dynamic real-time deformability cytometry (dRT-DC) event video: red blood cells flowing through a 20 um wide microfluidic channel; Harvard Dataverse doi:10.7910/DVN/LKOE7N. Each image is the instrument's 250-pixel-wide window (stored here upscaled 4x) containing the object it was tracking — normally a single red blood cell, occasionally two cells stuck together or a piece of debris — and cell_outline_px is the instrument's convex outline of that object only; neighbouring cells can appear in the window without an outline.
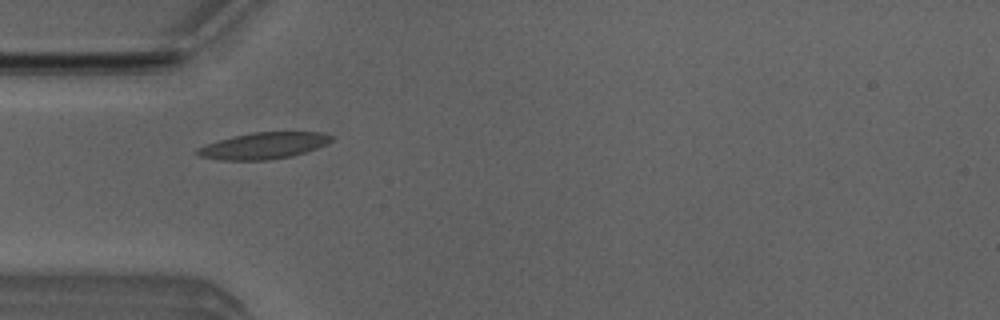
{"species": "Egyptian fruit bat (a non-hibernating species)", "species_latin": "Rousettus aegyptiacus", "temperature_condition": "room temperature", "stored_images_in_passage": 37, "camera_frame_rate_fps": 3000, "um_per_image_px": 0.085, "animal": {"sex": "male"}, "frame": {"image": 1, "passage_image": 6, "time_ms": 1.667, "image_size_px": [1000, 320], "cell_outline_px": [[332, 140], [316, 148], [292, 156], [268, 160], [216, 160], [200, 156], [192, 152], [196, 148], [232, 136], [252, 132], [320, 132], [332, 136]], "centroid_in_image_um": [22.34, 12.39], "position_along_channel_um": 62.7, "area_um2": 20.58}}
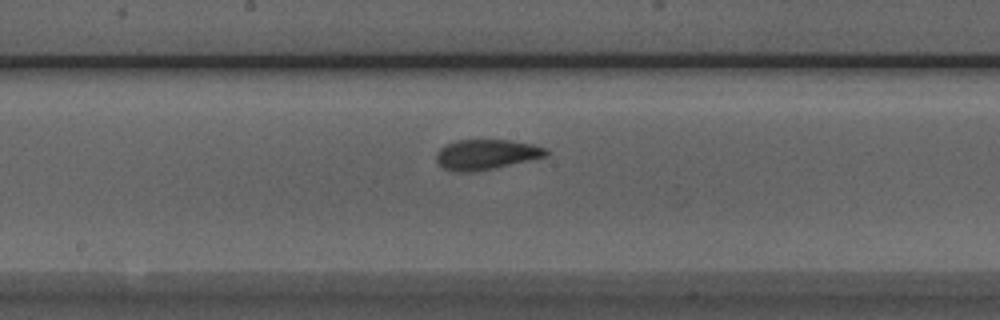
{"frame": {"image": 2, "passage_image": 17, "time_ms": 5.333, "image_size_px": [1000, 320], "cell_outline_px": [[548, 156], [496, 168], [476, 172], [456, 172], [444, 168], [436, 160], [436, 152], [440, 148], [456, 140], [508, 140], [532, 144], [548, 148]], "centroid_in_image_um": [41.35, 13.14], "position_along_channel_um": 206.8, "area_um2": 19.42}}
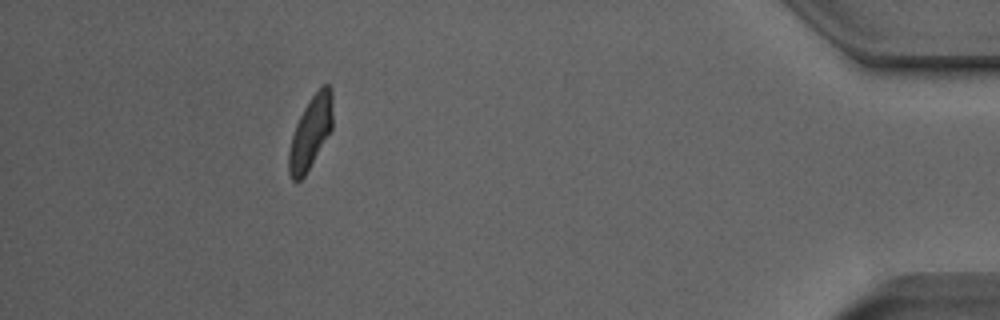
{"frame": {"image": 3, "passage_image": 37, "time_ms": 12.0, "image_size_px": [1000, 320], "cell_outline_px": [[332, 128], [304, 176], [296, 184], [292, 180], [288, 172], [288, 152], [292, 136], [296, 124], [304, 108], [312, 96], [324, 84], [328, 84], [332, 88]], "centroid_in_image_um": [26.38, 11.28], "position_along_channel_um": 408.8, "area_um2": 18.26}, "authors_computed_cell_mechanics": {"area_um2": 18.8428, "velocity_mm_per_s": 3.9537, "shape_relaxation_time_tau1_ms": 5.1552, "shape_relaxation_time_tau2_ms": 1.4955, "deformation_change_tau1": 0.1755, "deformation_change_tau2": 0.0856}}